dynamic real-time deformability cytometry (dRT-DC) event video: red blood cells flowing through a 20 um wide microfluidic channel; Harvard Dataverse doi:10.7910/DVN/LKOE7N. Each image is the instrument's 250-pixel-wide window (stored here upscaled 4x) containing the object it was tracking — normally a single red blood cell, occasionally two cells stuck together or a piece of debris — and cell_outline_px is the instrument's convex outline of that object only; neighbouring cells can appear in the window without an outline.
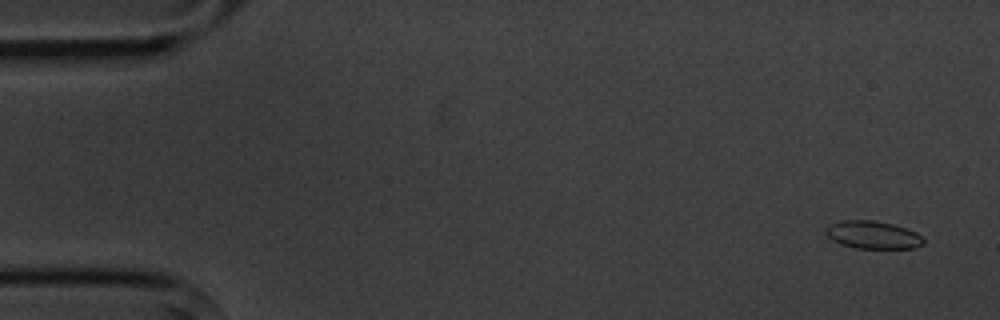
{"species": "common noctule bat (a hibernating species)", "species_latin": "Nyctalus noctula", "temperature_condition": "cold", "stored_images_in_passage": 5, "camera_frame_rate_fps": 3000, "um_per_image_px": 0.085, "animal": {"sex": "male", "body_mass_g": 20.1, "forearm_length_mm": 53.5}, "frame": {"image": 1, "passage_image": 1, "time_ms": 0.0, "image_size_px": [1000, 320], "cell_outline_px": [[924, 244], [916, 248], [856, 248], [840, 244], [832, 240], [824, 232], [824, 228], [828, 224], [840, 220], [876, 220], [892, 224], [916, 232], [924, 240]], "centroid_in_image_um": [74.14, 19.96], "position_along_channel_um": 10.9, "area_um2": 15.95}}
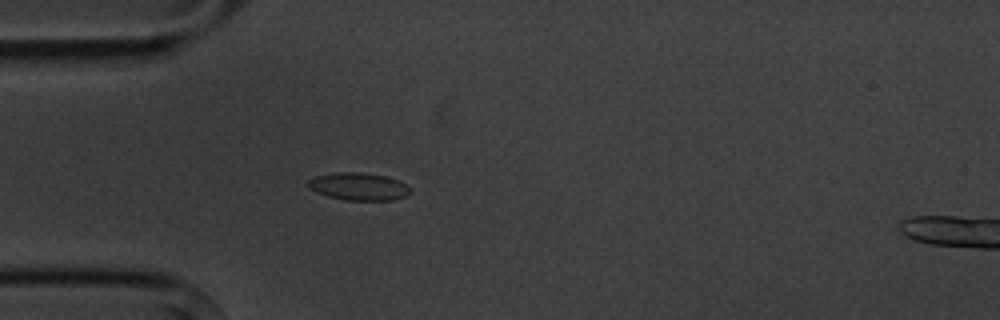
{"frame": {"image": 2, "passage_image": 4, "time_ms": 4.333, "image_size_px": [1000, 320], "cell_outline_px": [[412, 192], [404, 196], [392, 200], [344, 200], [328, 196], [316, 192], [308, 188], [308, 180], [316, 176], [336, 172], [360, 172], [384, 176], [396, 180], [404, 184]], "centroid_in_image_um": [30.43, 15.85], "position_along_channel_um": 54.6, "area_um2": 16.18}}